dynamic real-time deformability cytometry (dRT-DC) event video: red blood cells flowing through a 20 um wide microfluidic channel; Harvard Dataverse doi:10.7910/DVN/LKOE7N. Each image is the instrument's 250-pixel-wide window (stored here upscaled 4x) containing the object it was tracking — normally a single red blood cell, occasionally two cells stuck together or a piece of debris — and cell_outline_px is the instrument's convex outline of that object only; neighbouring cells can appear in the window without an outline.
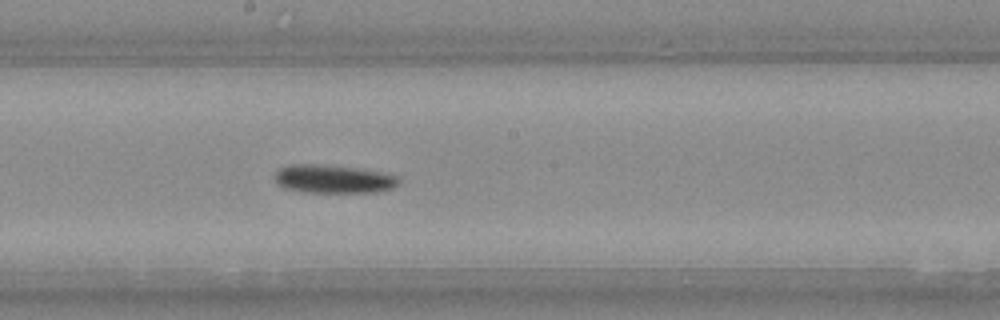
{"species": "Egyptian fruit bat (a non-hibernating species)", "species_latin": "Rousettus aegyptiacus", "temperature_condition": "warm", "stored_images_in_passage": 23, "camera_frame_rate_fps": 3000, "um_per_image_px": 0.085, "animal": {"sex": "female"}, "frame": {"image": 1, "passage_image": 10, "time_ms": 3.0, "image_size_px": [1000, 320], "cell_outline_px": [[400, 184], [392, 188], [376, 192], [308, 192], [284, 188], [276, 180], [276, 172], [280, 168], [288, 164], [316, 164], [356, 168], [396, 176], [400, 180]], "centroid_in_image_um": [28.33, 15.22], "position_along_channel_um": 219.9, "area_um2": 20.11}}